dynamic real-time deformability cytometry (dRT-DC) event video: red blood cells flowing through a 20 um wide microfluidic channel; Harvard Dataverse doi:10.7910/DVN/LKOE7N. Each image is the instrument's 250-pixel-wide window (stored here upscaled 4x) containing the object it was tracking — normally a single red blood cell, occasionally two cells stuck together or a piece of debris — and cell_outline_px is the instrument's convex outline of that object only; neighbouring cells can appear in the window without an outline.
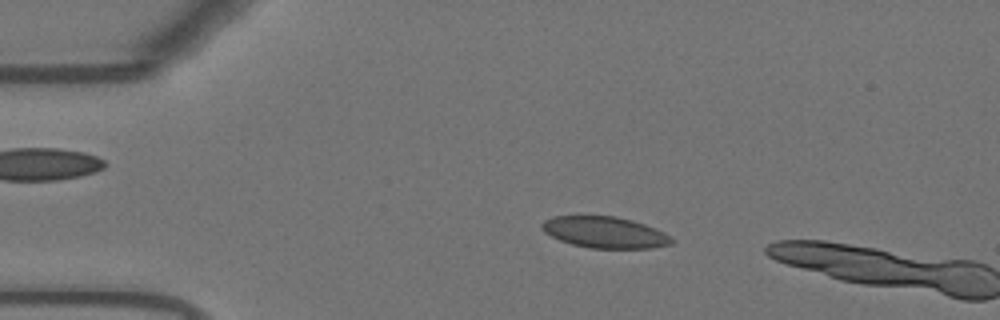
{"species": "Egyptian fruit bat (a non-hibernating species)", "species_latin": "Rousettus aegyptiacus", "temperature_condition": "warm", "stored_images_in_passage": 11, "camera_frame_rate_fps": 3000, "um_per_image_px": 0.085, "animal": {"sex": "female"}, "frame": {"image": 1, "passage_image": 10, "time_ms": 3.0, "image_size_px": [1000, 320], "cell_outline_px": [[676, 240], [672, 244], [652, 248], [588, 248], [572, 244], [560, 240], [544, 232], [540, 228], [540, 224], [544, 220], [552, 216], [616, 216], [632, 220], [644, 224], [664, 232]], "centroid_in_image_um": [51.4, 19.75], "position_along_channel_um": 33.6, "area_um2": 23.81}}